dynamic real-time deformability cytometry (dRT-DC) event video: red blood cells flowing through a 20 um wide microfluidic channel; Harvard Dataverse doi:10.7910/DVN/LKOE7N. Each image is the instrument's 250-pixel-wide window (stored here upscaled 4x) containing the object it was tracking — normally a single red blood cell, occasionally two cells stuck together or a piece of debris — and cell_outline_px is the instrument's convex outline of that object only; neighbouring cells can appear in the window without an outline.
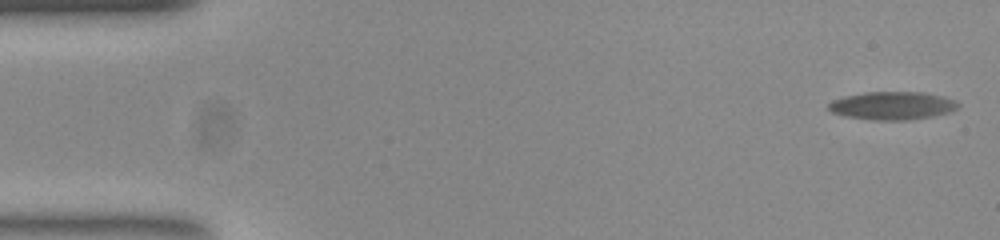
{"species": "common noctule bat (a hibernating species)", "species_latin": "Nyctalus noctula", "temperature_condition": "room temperature", "stored_images_in_passage": 56, "segment_of_instrument_passage": [1, 2], "camera_frame_rate_fps": 3000, "um_per_image_px": 0.085, "animal": {"sex": "female", "body_mass_g": 23.0, "forearm_length_mm": 53.4}, "frame": {"image": 1, "passage_image": 1, "time_ms": 0.0, "image_size_px": [1000, 240], "cell_outline_px": [[956, 108], [944, 112], [928, 116], [900, 120], [876, 120], [848, 116], [832, 112], [828, 108], [828, 104], [832, 100], [848, 96], [868, 92], [920, 92], [952, 100], [956, 104]], "centroid_in_image_um": [75.73, 8.97], "position_along_channel_um": 9.3, "area_um2": 20.06}}
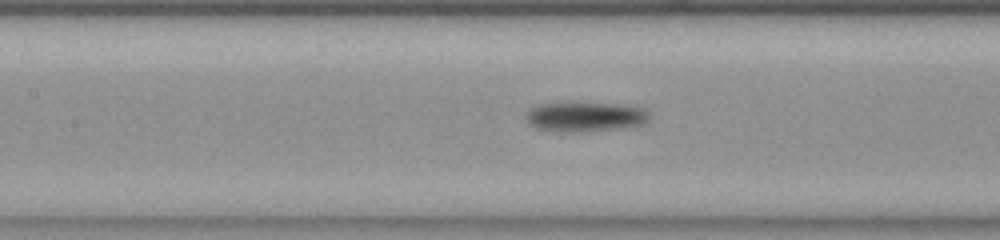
{"frame": {"image": 2, "passage_image": 24, "time_ms": 7.667, "image_size_px": [1000, 240], "cell_outline_px": [[648, 120], [640, 124], [580, 132], [556, 132], [536, 128], [528, 120], [528, 112], [536, 104], [556, 100], [576, 100], [620, 104], [644, 108], [648, 112]], "centroid_in_image_um": [49.65, 9.85], "position_along_channel_um": 157.7, "area_um2": 21.96}}
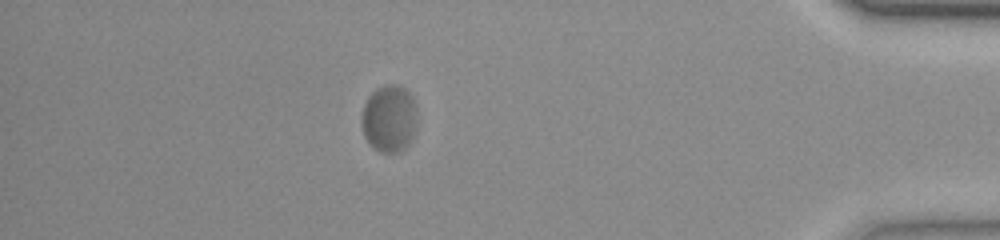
{"frame": {"image": 3, "passage_image": 48, "time_ms": 15.667, "image_size_px": [1000, 240], "cell_outline_px": [[412, 136], [408, 144], [404, 148], [396, 152], [380, 152], [364, 136], [364, 104], [368, 96], [372, 92], [388, 84], [396, 84], [404, 88], [412, 96]], "centroid_in_image_um": [33.04, 10.06], "position_along_channel_um": 402.2, "area_um2": 20.23}}